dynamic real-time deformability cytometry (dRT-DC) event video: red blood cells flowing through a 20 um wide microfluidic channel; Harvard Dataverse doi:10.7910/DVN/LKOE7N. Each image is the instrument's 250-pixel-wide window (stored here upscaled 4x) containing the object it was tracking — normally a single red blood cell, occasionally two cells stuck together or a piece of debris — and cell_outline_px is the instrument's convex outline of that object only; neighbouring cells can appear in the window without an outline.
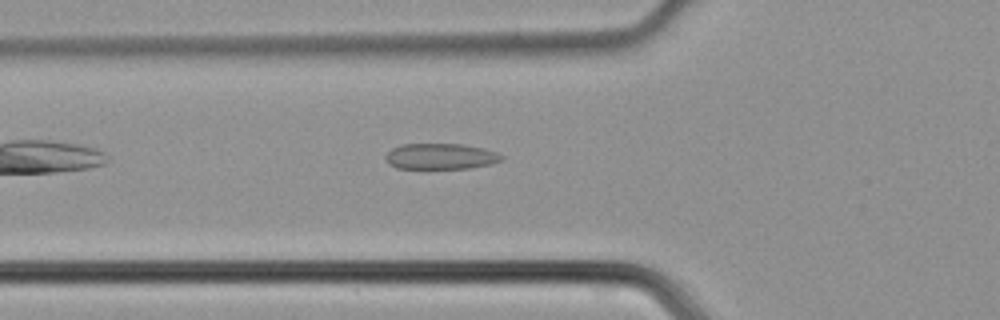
{"species": "common noctule bat (a hibernating species)", "species_latin": "Nyctalus noctula", "temperature_condition": "cold", "stored_images_in_passage": 32, "camera_frame_rate_fps": 3000, "um_per_image_px": 0.085, "animal": {"sex": "male", "body_mass_g": 21.5, "forearm_length_mm": 52.0}, "frame": {"image": 1, "passage_image": 5, "time_ms": 1.333, "image_size_px": [1000, 320], "cell_outline_px": [[504, 156], [500, 160], [492, 164], [468, 168], [396, 168], [388, 164], [384, 156], [392, 148], [400, 144], [464, 144], [484, 148], [496, 152]], "centroid_in_image_um": [37.43, 13.28], "position_along_channel_um": 88.4, "area_um2": 17.51}}
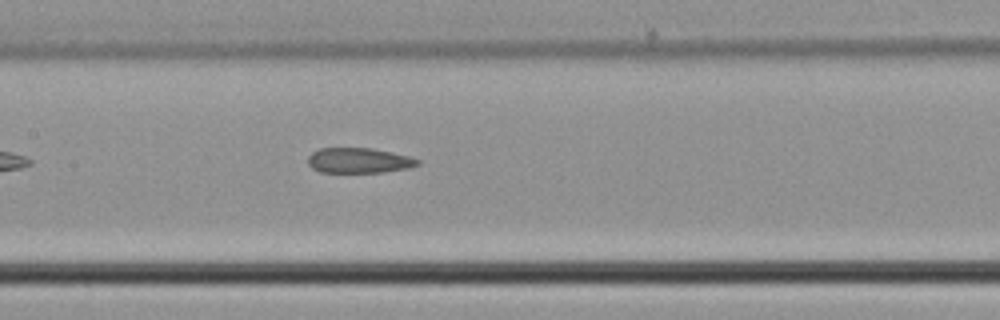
{"frame": {"image": 2, "passage_image": 11, "time_ms": 3.333, "image_size_px": [1000, 320], "cell_outline_px": [[420, 164], [408, 168], [380, 172], [320, 172], [312, 168], [308, 164], [308, 156], [312, 152], [320, 148], [372, 148], [408, 156], [420, 160]], "centroid_in_image_um": [30.48, 13.64], "position_along_channel_um": 176.9, "area_um2": 16.01}}
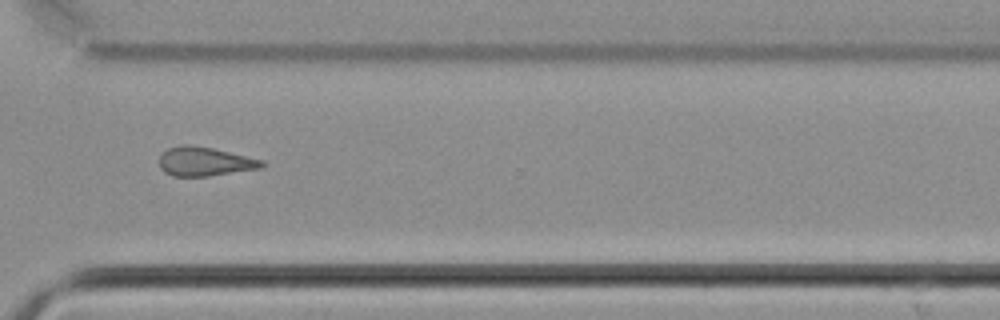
{"frame": {"image": 3, "passage_image": 23, "time_ms": 7.333, "image_size_px": [1000, 320], "cell_outline_px": [[268, 164], [260, 168], [208, 176], [172, 176], [164, 172], [160, 168], [160, 156], [168, 148], [180, 144], [188, 144], [212, 148], [264, 160]], "centroid_in_image_um": [17.4, 13.72], "position_along_channel_um": 353.2, "area_um2": 17.34}}